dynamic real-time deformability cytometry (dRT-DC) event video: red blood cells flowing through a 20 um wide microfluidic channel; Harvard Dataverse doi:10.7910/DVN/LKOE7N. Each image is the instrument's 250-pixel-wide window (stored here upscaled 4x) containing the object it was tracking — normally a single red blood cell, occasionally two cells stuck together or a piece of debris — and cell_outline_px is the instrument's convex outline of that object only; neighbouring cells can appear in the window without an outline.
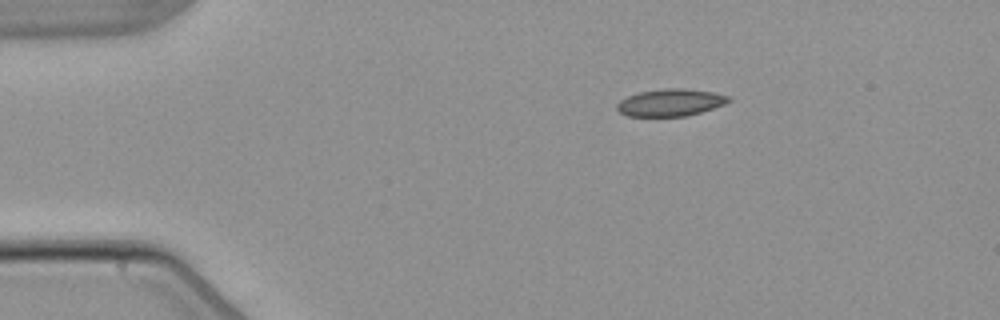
{"species": "common noctule bat (a hibernating species)", "species_latin": "Nyctalus noctula", "temperature_condition": "warm", "stored_images_in_passage": 5, "camera_frame_rate_fps": 3000, "um_per_image_px": 0.085, "animal": {"sex": "male", "body_mass_g": 21.5, "forearm_length_mm": 52.0}, "frame": {"image": 1, "passage_image": 1, "time_ms": 0.0, "image_size_px": [1000, 320], "cell_outline_px": [[732, 100], [724, 104], [700, 112], [684, 116], [628, 116], [620, 112], [616, 108], [616, 104], [620, 100], [628, 96], [640, 92], [668, 88], [684, 88], [712, 92], [728, 96]], "centroid_in_image_um": [56.97, 8.71], "position_along_channel_um": 28.0, "area_um2": 17.46}}
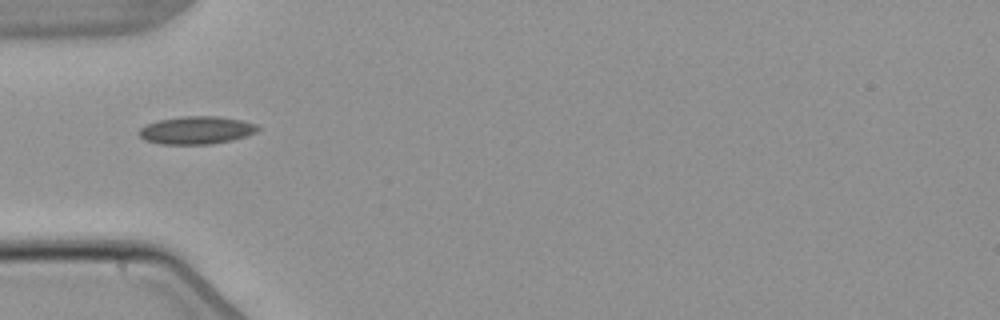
{"frame": {"image": 2, "passage_image": 3, "time_ms": 2.667, "image_size_px": [1000, 320], "cell_outline_px": [[260, 128], [256, 132], [232, 140], [212, 144], [160, 144], [144, 140], [136, 132], [144, 124], [156, 120], [180, 116], [216, 116], [240, 120], [256, 124]], "centroid_in_image_um": [16.62, 11.06], "position_along_channel_um": 68.4, "area_um2": 19.42}}
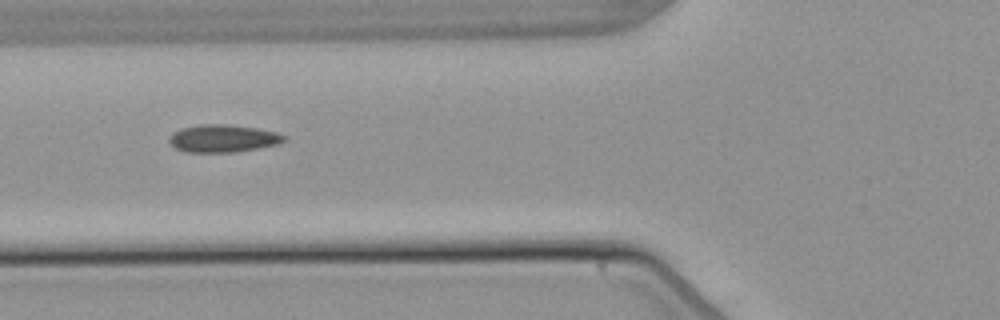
{"frame": {"image": 3, "passage_image": 4, "time_ms": 3.667, "image_size_px": [1000, 320], "cell_outline_px": [[288, 140], [280, 144], [236, 152], [184, 152], [176, 148], [168, 140], [172, 132], [180, 128], [200, 124], [228, 124], [256, 128], [276, 132], [288, 136]], "centroid_in_image_um": [18.99, 11.76], "position_along_channel_um": 106.8, "area_um2": 18.73}}